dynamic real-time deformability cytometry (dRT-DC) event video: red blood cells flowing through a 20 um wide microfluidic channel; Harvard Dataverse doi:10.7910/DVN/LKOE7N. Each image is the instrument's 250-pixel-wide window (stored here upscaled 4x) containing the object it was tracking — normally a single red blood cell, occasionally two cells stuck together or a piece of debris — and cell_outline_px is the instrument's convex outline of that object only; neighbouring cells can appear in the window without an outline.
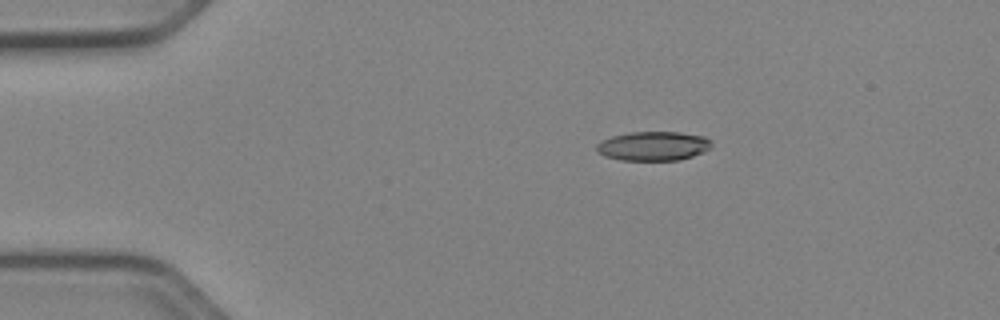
{"species": "Egyptian fruit bat (a non-hibernating species)", "species_latin": "Rousettus aegyptiacus", "temperature_condition": "cold", "stored_images_in_passage": 43, "camera_frame_rate_fps": 3000, "um_per_image_px": 0.085, "animal": {"sex": "female"}, "frame": {"image": 1, "passage_image": 1, "time_ms": 0.0, "image_size_px": [1000, 320], "cell_outline_px": [[712, 148], [704, 152], [680, 160], [620, 160], [604, 156], [596, 152], [596, 144], [612, 136], [632, 132], [680, 132], [704, 136], [712, 140]], "centroid_in_image_um": [55.56, 12.41], "position_along_channel_um": 29.4, "area_um2": 19.71}}
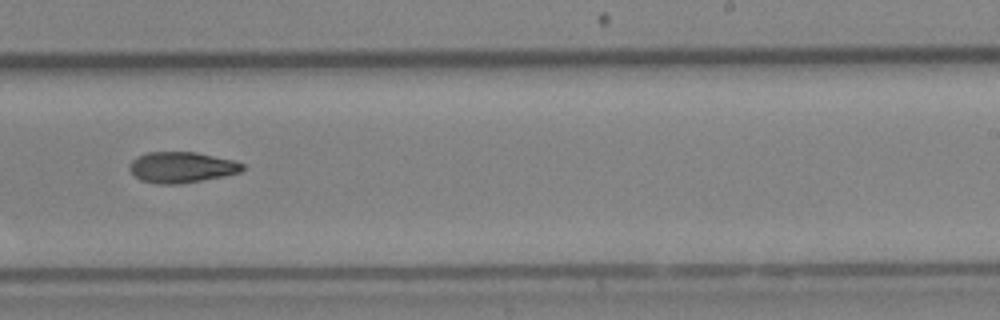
{"frame": {"image": 2, "passage_image": 24, "time_ms": 7.667, "image_size_px": [1000, 320], "cell_outline_px": [[244, 168], [240, 172], [224, 176], [180, 184], [156, 184], [140, 180], [128, 168], [128, 164], [136, 156], [148, 152], [196, 152], [232, 160], [244, 164]], "centroid_in_image_um": [15.4, 14.22], "position_along_channel_um": 273.6, "area_um2": 20.35}}
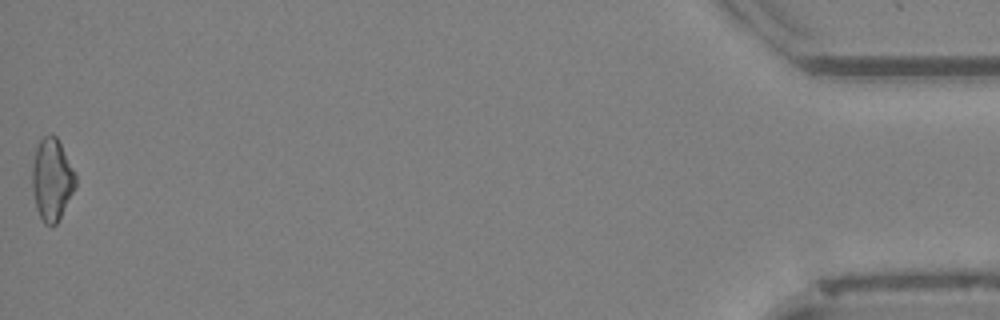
{"frame": {"image": 3, "passage_image": 43, "time_ms": 14.0, "image_size_px": [1000, 320], "cell_outline_px": [[76, 188], [56, 224], [44, 224], [36, 208], [32, 188], [32, 164], [36, 148], [40, 140], [44, 136], [52, 132], [56, 136], [76, 176]], "centroid_in_image_um": [4.4, 15.25], "position_along_channel_um": 430.8, "area_um2": 20.58}}